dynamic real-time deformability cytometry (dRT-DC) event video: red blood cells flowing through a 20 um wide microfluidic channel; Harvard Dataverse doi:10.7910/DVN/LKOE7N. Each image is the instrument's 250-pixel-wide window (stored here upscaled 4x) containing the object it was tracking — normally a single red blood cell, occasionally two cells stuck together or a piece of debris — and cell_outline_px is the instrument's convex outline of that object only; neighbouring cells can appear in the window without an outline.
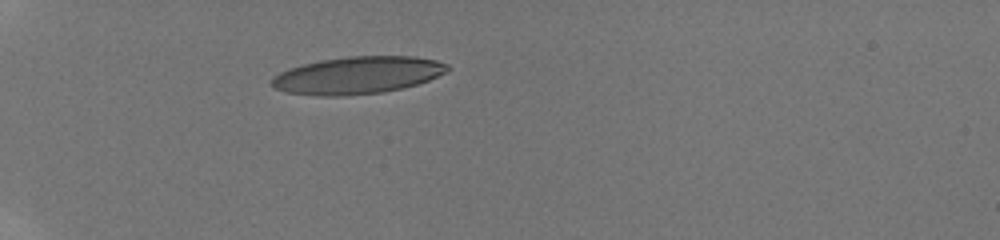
{"species": "human", "species_latin": "Homo sapiens", "temperature_condition": "room temperature", "stored_images_in_passage": 8, "camera_frame_rate_fps": 3000, "um_per_image_px": 0.085, "donor": {"sex": "male"}, "frame": {"image": 1, "passage_image": 1, "time_ms": 0.0, "image_size_px": [1000, 240], "cell_outline_px": [[452, 68], [448, 72], [428, 80], [416, 84], [384, 92], [344, 96], [316, 96], [284, 92], [272, 88], [268, 80], [272, 76], [280, 72], [304, 64], [320, 60], [348, 56], [416, 56], [436, 60], [448, 64]], "centroid_in_image_um": [30.37, 6.4], "position_along_channel_um": 54.6, "area_um2": 38.61}}
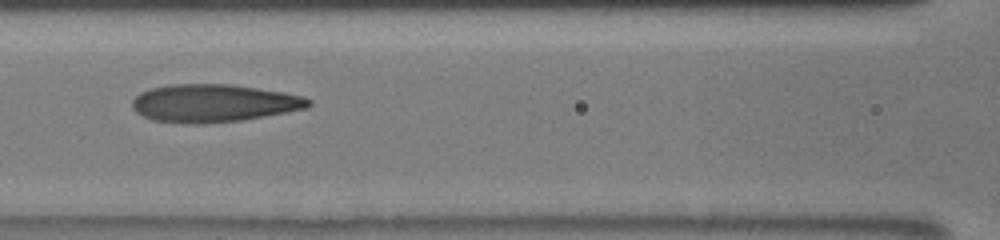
{"frame": {"image": 2, "passage_image": 5, "time_ms": 3.333, "image_size_px": [1000, 240], "cell_outline_px": [[312, 104], [308, 108], [244, 120], [204, 124], [184, 124], [152, 120], [136, 112], [132, 108], [132, 100], [140, 92], [152, 88], [168, 84], [232, 84], [284, 92], [304, 96], [312, 100]], "centroid_in_image_um": [18.18, 8.77], "position_along_channel_um": 148.4, "area_um2": 39.3}}
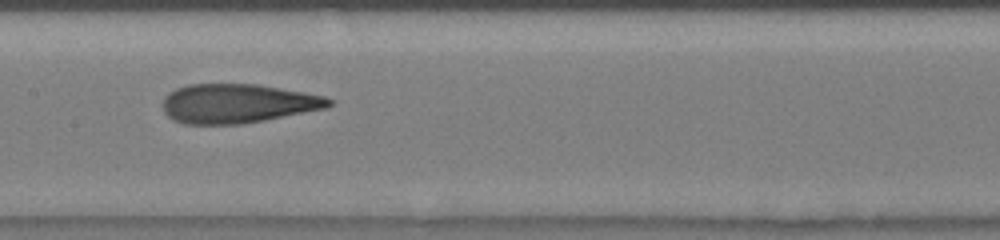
{"frame": {"image": 3, "passage_image": 6, "time_ms": 4.333, "image_size_px": [1000, 240], "cell_outline_px": [[332, 104], [328, 108], [264, 120], [240, 124], [184, 124], [172, 120], [164, 112], [160, 104], [164, 96], [168, 92], [176, 88], [188, 84], [256, 84], [304, 92], [324, 96], [332, 100]], "centroid_in_image_um": [20.14, 8.8], "position_along_channel_um": 187.3, "area_um2": 38.21}}